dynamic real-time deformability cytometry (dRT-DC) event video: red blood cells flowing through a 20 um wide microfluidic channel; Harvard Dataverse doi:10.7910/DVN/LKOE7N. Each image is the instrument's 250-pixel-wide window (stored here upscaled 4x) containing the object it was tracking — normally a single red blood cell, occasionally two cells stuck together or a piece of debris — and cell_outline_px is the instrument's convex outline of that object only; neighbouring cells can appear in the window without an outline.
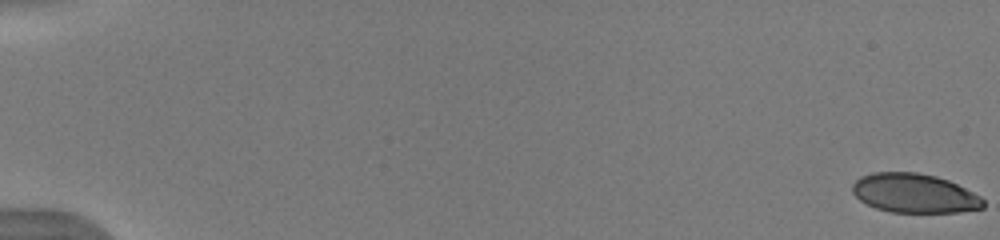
{"species": "human", "species_latin": "Homo sapiens", "temperature_condition": "warm", "stored_images_in_passage": 15, "camera_frame_rate_fps": 3000, "um_per_image_px": 0.085, "donor": {"sex": "male"}, "frame": {"image": 1, "passage_image": 1, "time_ms": 0.0, "image_size_px": [1000, 240], "cell_outline_px": [[984, 208], [960, 212], [892, 212], [876, 208], [860, 200], [852, 192], [852, 184], [860, 176], [872, 172], [916, 172], [936, 176], [948, 180], [980, 196], [984, 200]], "centroid_in_image_um": [77.71, 16.42], "position_along_channel_um": 7.3, "area_um2": 29.82}}